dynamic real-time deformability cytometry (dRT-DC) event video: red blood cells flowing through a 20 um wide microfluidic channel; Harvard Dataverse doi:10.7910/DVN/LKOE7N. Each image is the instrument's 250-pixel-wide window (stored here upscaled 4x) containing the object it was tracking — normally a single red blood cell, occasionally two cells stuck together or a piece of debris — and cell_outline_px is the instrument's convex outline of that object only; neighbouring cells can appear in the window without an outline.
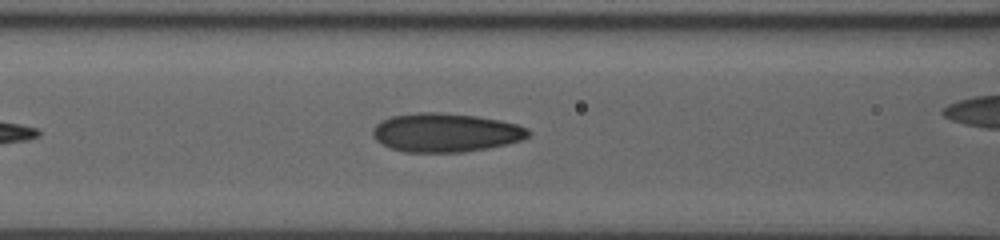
{"species": "human", "species_latin": "Homo sapiens", "temperature_condition": "room temperature", "stored_images_in_passage": 28, "camera_frame_rate_fps": 3000, "um_per_image_px": 0.085, "donor": {"sex": "male"}, "frame": {"image": 1, "passage_image": 8, "time_ms": 2.333, "image_size_px": [1000, 240], "cell_outline_px": [[532, 132], [528, 136], [520, 140], [508, 144], [488, 148], [460, 152], [404, 152], [392, 148], [376, 140], [372, 136], [372, 128], [380, 120], [392, 116], [416, 112], [440, 112], [476, 116], [500, 120], [516, 124], [528, 128]], "centroid_in_image_um": [37.87, 11.26], "position_along_channel_um": 128.7, "area_um2": 35.26}}
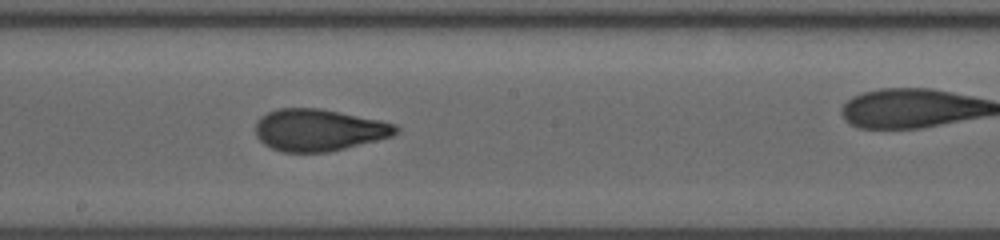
{"frame": {"image": 2, "passage_image": 15, "time_ms": 4.667, "image_size_px": [1000, 240], "cell_outline_px": [[400, 132], [392, 136], [328, 152], [284, 152], [272, 148], [264, 144], [256, 136], [256, 120], [260, 116], [268, 112], [280, 108], [320, 108], [380, 120], [396, 124], [400, 128]], "centroid_in_image_um": [27.1, 11.04], "position_along_channel_um": 221.1, "area_um2": 34.28}}
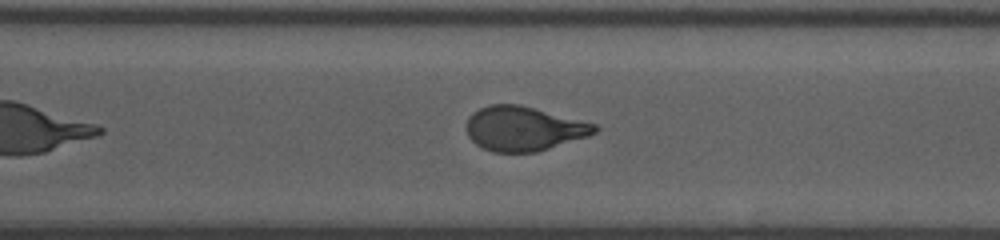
{"frame": {"image": 3, "passage_image": 23, "time_ms": 7.333, "image_size_px": [1000, 240], "cell_outline_px": [[600, 128], [596, 132], [588, 136], [536, 152], [492, 152], [476, 144], [468, 136], [468, 116], [472, 112], [488, 104], [520, 104], [596, 124]], "centroid_in_image_um": [44.51, 10.92], "position_along_channel_um": 326.1, "area_um2": 33.06}}